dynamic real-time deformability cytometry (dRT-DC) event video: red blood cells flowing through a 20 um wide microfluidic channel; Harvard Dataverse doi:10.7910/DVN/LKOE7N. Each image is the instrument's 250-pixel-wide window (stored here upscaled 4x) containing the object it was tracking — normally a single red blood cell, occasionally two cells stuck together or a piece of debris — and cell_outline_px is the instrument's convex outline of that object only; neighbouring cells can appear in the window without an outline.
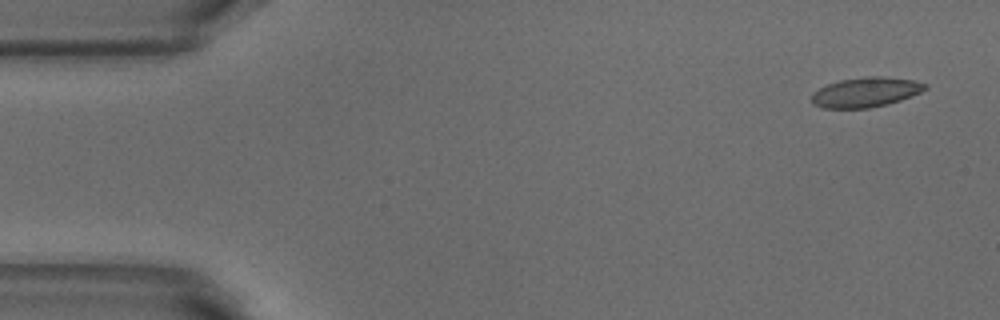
{"species": "common noctule bat (a hibernating species)", "species_latin": "Nyctalus noctula", "temperature_condition": "warm", "stored_images_in_passage": 50, "camera_frame_rate_fps": 3000, "um_per_image_px": 0.085, "animal": {"sex": "male", "body_mass_g": 18.8}, "frame": {"image": 1, "passage_image": 1, "time_ms": 0.0, "image_size_px": [1000, 320], "cell_outline_px": [[928, 88], [920, 92], [900, 100], [888, 104], [868, 108], [820, 108], [812, 104], [812, 92], [828, 84], [840, 80], [864, 76], [880, 76], [912, 80], [928, 84]], "centroid_in_image_um": [73.56, 7.84], "position_along_channel_um": 11.4, "area_um2": 19.71}}
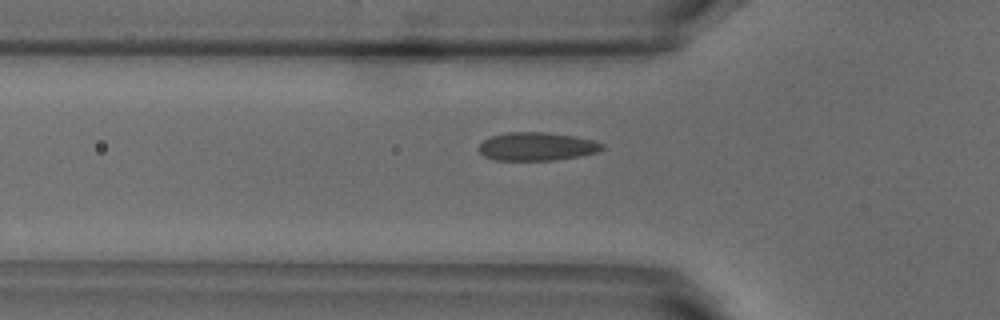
{"frame": {"image": 2, "passage_image": 15, "time_ms": 4.667, "image_size_px": [1000, 320], "cell_outline_px": [[604, 148], [596, 152], [580, 156], [552, 160], [496, 160], [484, 156], [480, 152], [480, 144], [484, 140], [492, 136], [508, 132], [544, 132], [572, 136], [592, 140], [604, 144]], "centroid_in_image_um": [45.63, 12.45], "position_along_channel_um": 80.2, "area_um2": 20.06}}
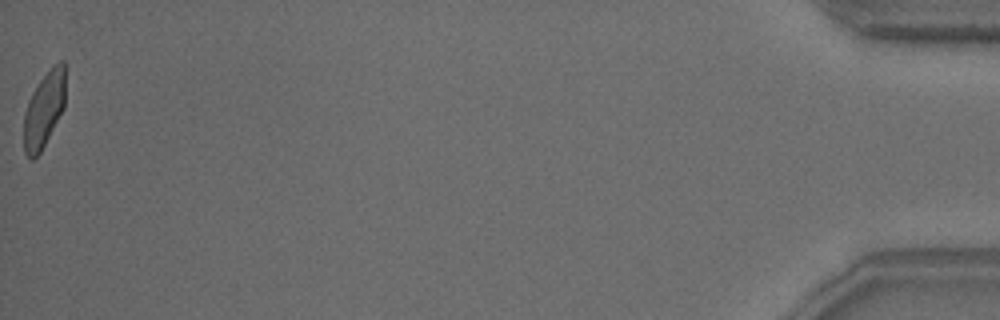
{"frame": {"image": 3, "passage_image": 50, "time_ms": 16.333, "image_size_px": [1000, 320], "cell_outline_px": [[64, 108], [40, 152], [32, 160], [28, 160], [24, 152], [24, 112], [28, 100], [32, 92], [40, 80], [52, 64], [60, 60], [64, 60]], "centroid_in_image_um": [3.72, 9.3], "position_along_channel_um": 431.5, "area_um2": 18.32}, "authors_computed_cell_mechanics": {"area_um2": 19.7676, "velocity_mm_per_s": 3.8832, "shape_relaxation_time_tau1_ms": 4.5544, "shape_relaxation_time_tau2_ms": null, "deformation_change_tau1": 0.1436, "deformation_change_tau2": null}}